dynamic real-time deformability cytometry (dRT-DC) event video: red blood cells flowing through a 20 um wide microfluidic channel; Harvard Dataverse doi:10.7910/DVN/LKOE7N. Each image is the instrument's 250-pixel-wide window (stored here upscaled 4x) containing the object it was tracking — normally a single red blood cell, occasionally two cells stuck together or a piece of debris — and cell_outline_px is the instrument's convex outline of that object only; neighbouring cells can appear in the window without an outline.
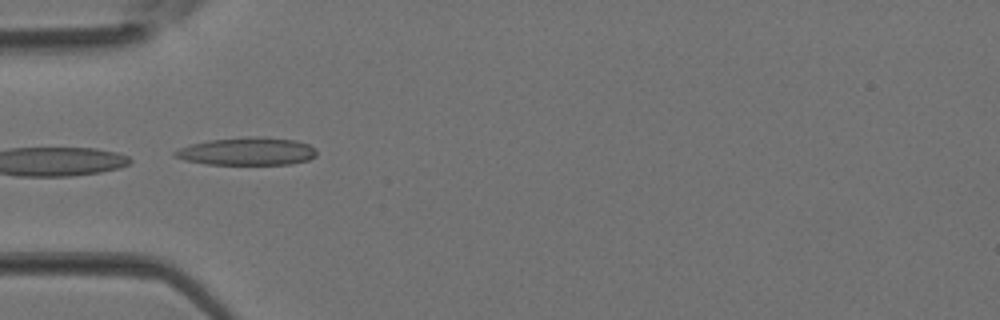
{"species": "Egyptian fruit bat (a non-hibernating species)", "species_latin": "Rousettus aegyptiacus", "temperature_condition": "room temperature", "stored_images_in_passage": 38, "camera_frame_rate_fps": 3000, "um_per_image_px": 0.085, "animal": {"sex": "female"}, "frame": {"image": 1, "passage_image": 12, "time_ms": 3.667, "image_size_px": [1000, 320], "cell_outline_px": [[316, 156], [308, 160], [292, 164], [204, 164], [184, 160], [172, 156], [172, 152], [180, 148], [192, 144], [208, 140], [256, 136], [296, 140], [308, 144], [316, 148]], "centroid_in_image_um": [21.0, 12.87], "position_along_channel_um": 64.0, "area_um2": 23.0}}